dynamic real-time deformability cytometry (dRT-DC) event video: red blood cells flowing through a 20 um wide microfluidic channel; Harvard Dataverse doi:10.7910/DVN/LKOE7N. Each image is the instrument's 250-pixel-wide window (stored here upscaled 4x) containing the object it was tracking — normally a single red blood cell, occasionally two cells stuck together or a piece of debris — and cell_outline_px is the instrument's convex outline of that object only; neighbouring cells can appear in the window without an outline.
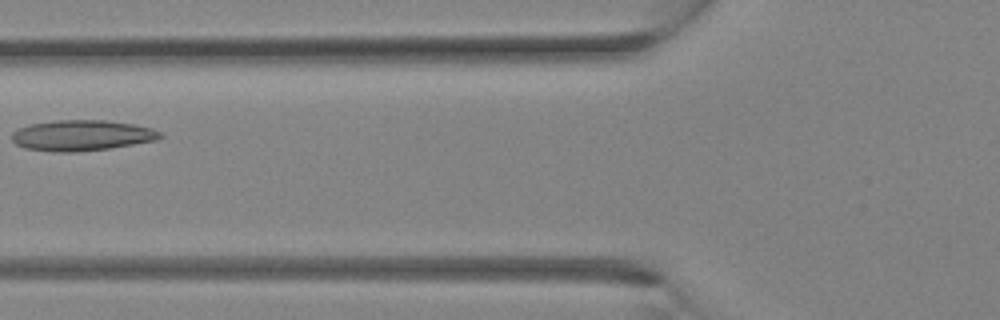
{"species": "Egyptian fruit bat (a non-hibernating species)", "species_latin": "Rousettus aegyptiacus", "temperature_condition": "room temperature", "stored_images_in_passage": 5, "camera_frame_rate_fps": 3000, "um_per_image_px": 0.085, "animal": {"sex": "female"}, "frame": {"image": 1, "passage_image": 4, "time_ms": 1.0, "image_size_px": [1000, 320], "cell_outline_px": [[164, 136], [156, 140], [108, 148], [76, 152], [52, 152], [24, 148], [16, 144], [12, 140], [12, 132], [16, 128], [32, 124], [56, 120], [104, 120], [132, 124], [152, 128], [160, 132]], "centroid_in_image_um": [6.91, 11.51], "position_along_channel_um": 118.9, "area_um2": 26.47}}